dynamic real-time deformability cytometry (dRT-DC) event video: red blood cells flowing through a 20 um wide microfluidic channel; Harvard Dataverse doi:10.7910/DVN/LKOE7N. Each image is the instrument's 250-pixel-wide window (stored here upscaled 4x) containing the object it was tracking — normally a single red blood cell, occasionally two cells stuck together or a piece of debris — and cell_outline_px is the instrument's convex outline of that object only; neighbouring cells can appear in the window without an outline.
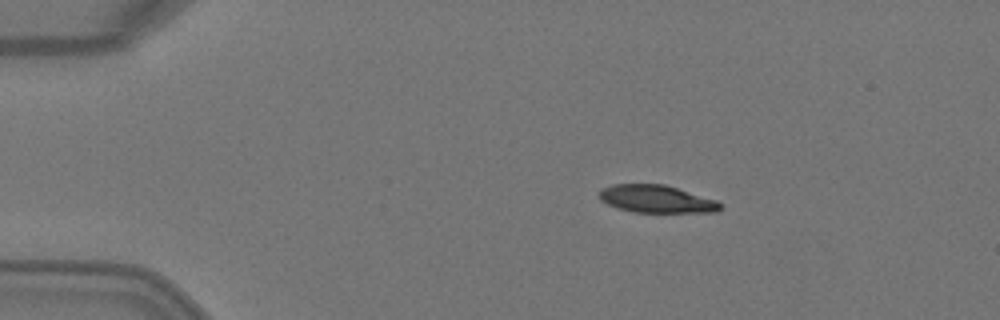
{"species": "Egyptian fruit bat (a non-hibernating species)", "species_latin": "Rousettus aegyptiacus", "temperature_condition": "warm", "stored_images_in_passage": 5, "camera_frame_rate_fps": 3000, "um_per_image_px": 0.085, "animal": {"sex": "female"}, "frame": {"image": 1, "passage_image": 1, "time_ms": 0.0, "image_size_px": [1000, 320], "cell_outline_px": [[720, 208], [716, 212], [636, 212], [620, 208], [608, 204], [600, 200], [600, 192], [604, 188], [612, 184], [664, 184], [716, 200], [720, 204]], "centroid_in_image_um": [55.79, 16.91], "position_along_channel_um": 29.2, "area_um2": 19.07}}
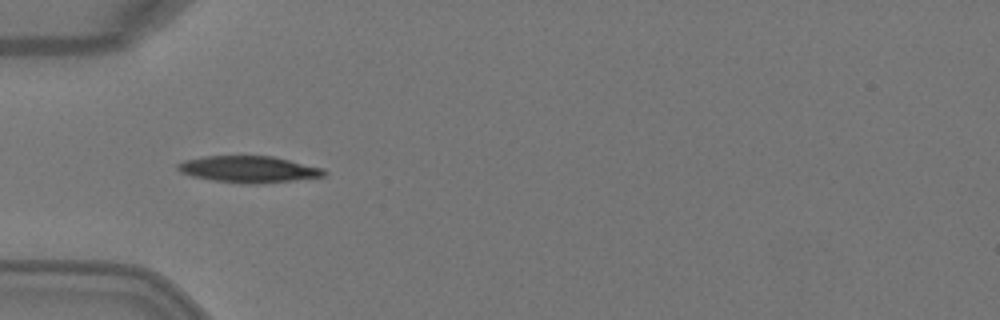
{"frame": {"image": 2, "passage_image": 3, "time_ms": 0.667, "image_size_px": [1000, 320], "cell_outline_px": [[328, 172], [324, 176], [292, 180], [256, 184], [240, 184], [212, 180], [192, 176], [180, 172], [176, 168], [176, 164], [184, 160], [204, 156], [272, 156], [324, 168]], "centroid_in_image_um": [21.11, 14.39], "position_along_channel_um": 63.9, "area_um2": 22.72}}
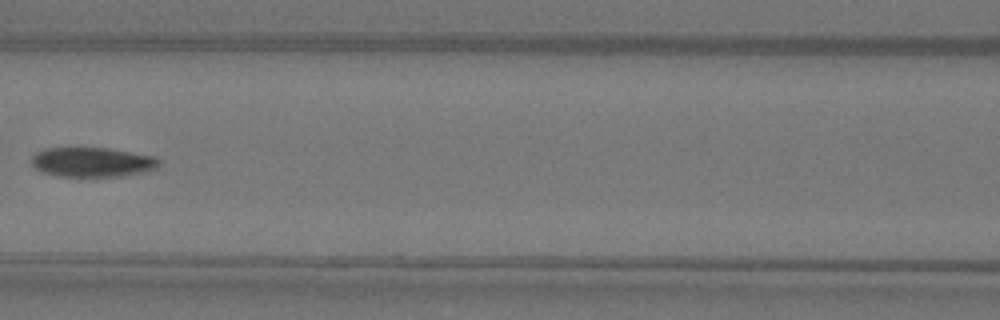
{"frame": {"image": 3, "passage_image": 5, "time_ms": 1.333, "image_size_px": [1000, 320], "cell_outline_px": [[160, 164], [156, 168], [144, 172], [124, 176], [56, 176], [40, 172], [32, 164], [32, 156], [36, 152], [44, 148], [80, 144], [108, 148], [156, 156], [160, 160]], "centroid_in_image_um": [7.8, 13.73], "position_along_channel_um": 158.8, "area_um2": 23.06}}